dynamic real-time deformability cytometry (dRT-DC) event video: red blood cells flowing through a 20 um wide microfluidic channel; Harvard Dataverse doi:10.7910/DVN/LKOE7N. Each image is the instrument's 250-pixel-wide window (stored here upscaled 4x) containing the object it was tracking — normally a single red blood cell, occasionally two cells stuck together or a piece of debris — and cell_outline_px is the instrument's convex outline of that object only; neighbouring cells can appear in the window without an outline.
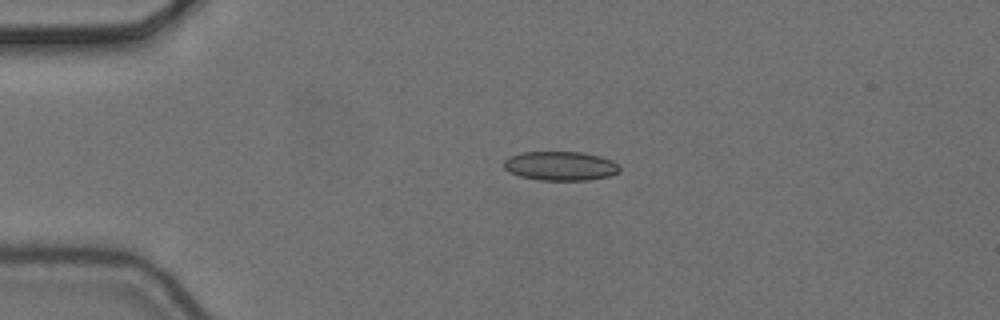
{"species": "common noctule bat (a hibernating species)", "species_latin": "Nyctalus noctula", "temperature_condition": "cold", "stored_images_in_passage": 2, "camera_frame_rate_fps": 3000, "um_per_image_px": 0.085, "animal": {"sex": "female", "body_mass_g": 24.6, "forearm_length_mm": 56.2}, "frame": {"image": 1, "passage_image": 1, "time_ms": 0.0, "image_size_px": [1000, 320], "cell_outline_px": [[620, 172], [608, 176], [588, 180], [540, 180], [520, 176], [508, 172], [504, 168], [504, 160], [508, 156], [520, 152], [584, 152], [600, 156], [612, 160], [620, 168]], "centroid_in_image_um": [47.61, 14.1], "position_along_channel_um": 37.4, "area_um2": 19.77}}